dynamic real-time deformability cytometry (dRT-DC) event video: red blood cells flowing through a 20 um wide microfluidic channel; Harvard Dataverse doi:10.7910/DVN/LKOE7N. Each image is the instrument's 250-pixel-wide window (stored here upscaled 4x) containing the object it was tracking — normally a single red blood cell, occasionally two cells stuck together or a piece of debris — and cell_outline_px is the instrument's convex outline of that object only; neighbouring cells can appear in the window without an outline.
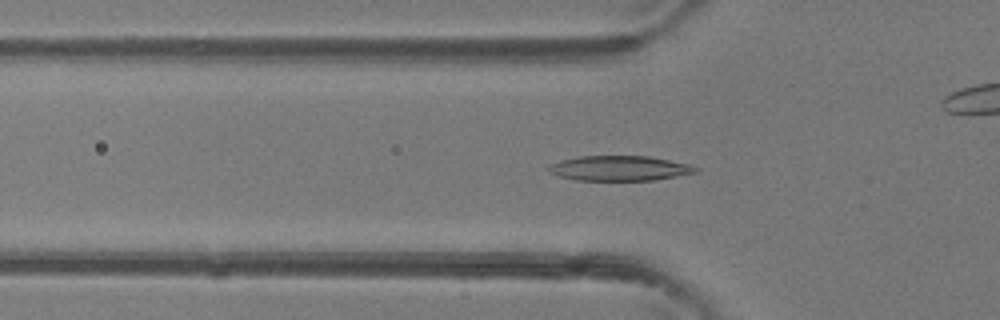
{"species": "common noctule bat (a hibernating species)", "species_latin": "Nyctalus noctula", "temperature_condition": "room temperature", "stored_images_in_passage": 19, "camera_frame_rate_fps": 3000, "um_per_image_px": 0.085, "animal": {"sex": "female"}, "frame": {"image": 1, "passage_image": 16, "time_ms": 5.0, "image_size_px": [1000, 320], "cell_outline_px": [[700, 172], [652, 180], [576, 180], [560, 176], [548, 172], [548, 164], [560, 160], [580, 156], [648, 156], [692, 164], [700, 168]], "centroid_in_image_um": [52.69, 14.29], "position_along_channel_um": 73.1, "area_um2": 21.56}}
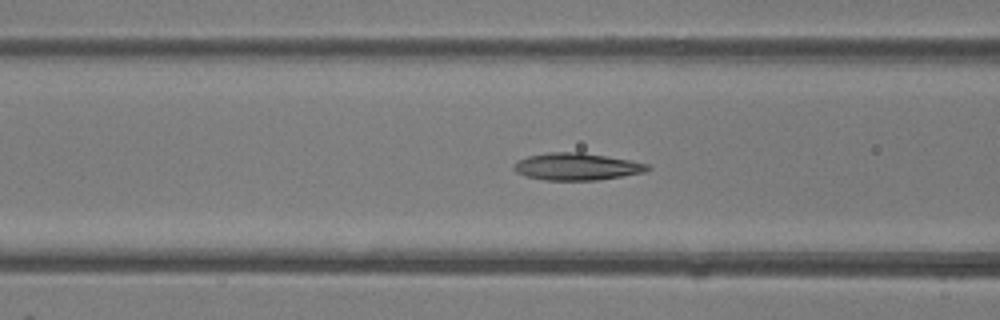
{"frame": {"image": 2, "passage_image": 19, "time_ms": 6.0, "image_size_px": [1000, 320], "cell_outline_px": [[652, 168], [644, 172], [596, 180], [544, 180], [524, 176], [516, 172], [512, 168], [512, 164], [516, 160], [528, 156], [548, 152], [580, 152], [628, 160], [648, 164]], "centroid_in_image_um": [48.94, 14.16], "position_along_channel_um": 117.7, "area_um2": 21.1}}